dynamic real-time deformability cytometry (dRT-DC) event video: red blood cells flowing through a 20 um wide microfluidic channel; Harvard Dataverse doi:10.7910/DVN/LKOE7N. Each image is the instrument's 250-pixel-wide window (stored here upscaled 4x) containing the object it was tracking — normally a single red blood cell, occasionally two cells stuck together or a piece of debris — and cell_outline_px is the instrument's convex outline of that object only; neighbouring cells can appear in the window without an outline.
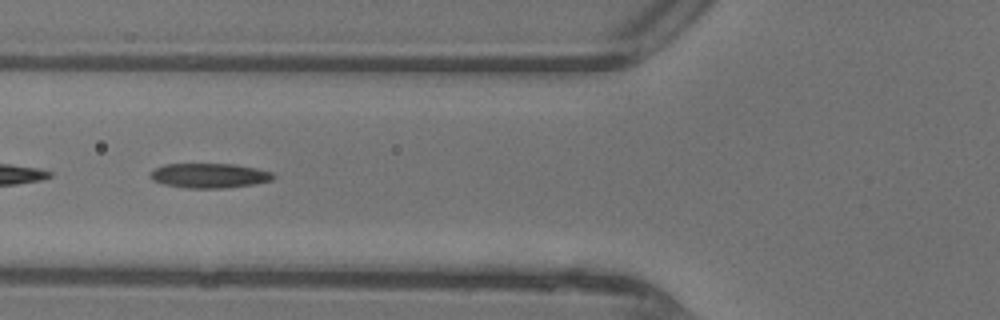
{"species": "common noctule bat (a hibernating species)", "species_latin": "Nyctalus noctula", "temperature_condition": "warm", "stored_images_in_passage": 18, "camera_frame_rate_fps": 3000, "um_per_image_px": 0.085, "animal": {"sex": "female"}, "frame": {"image": 1, "passage_image": 11, "time_ms": 3.333, "image_size_px": [1000, 320], "cell_outline_px": [[276, 176], [272, 180], [256, 184], [224, 188], [188, 188], [164, 184], [152, 180], [148, 176], [156, 168], [164, 164], [236, 164], [256, 168], [272, 172]], "centroid_in_image_um": [17.82, 14.92], "position_along_channel_um": 108.0, "area_um2": 17.74}}